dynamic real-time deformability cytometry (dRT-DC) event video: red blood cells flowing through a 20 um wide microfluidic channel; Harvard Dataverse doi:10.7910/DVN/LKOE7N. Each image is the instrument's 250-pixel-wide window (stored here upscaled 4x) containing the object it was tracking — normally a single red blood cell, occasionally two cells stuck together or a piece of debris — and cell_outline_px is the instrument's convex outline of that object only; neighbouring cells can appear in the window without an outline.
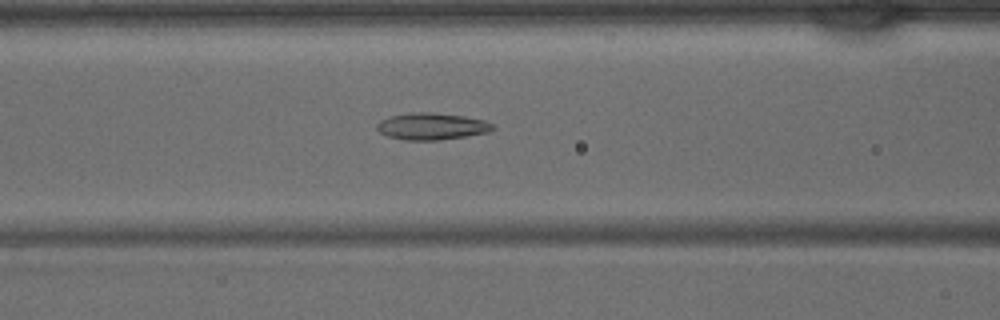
{"species": "common noctule bat (a hibernating species)", "species_latin": "Nyctalus noctula", "temperature_condition": "warm", "stored_images_in_passage": 42, "camera_frame_rate_fps": 3000, "um_per_image_px": 0.085, "animal": {"sex": "male", "body_mass_g": 15.6}, "frame": {"image": 1, "passage_image": 17, "time_ms": 5.333, "image_size_px": [1000, 320], "cell_outline_px": [[496, 128], [488, 132], [468, 136], [440, 140], [404, 140], [388, 136], [380, 132], [376, 128], [376, 124], [380, 120], [388, 116], [412, 112], [432, 112], [464, 116], [484, 120], [492, 124]], "centroid_in_image_um": [36.68, 10.73], "position_along_channel_um": 129.9, "area_um2": 18.26}}
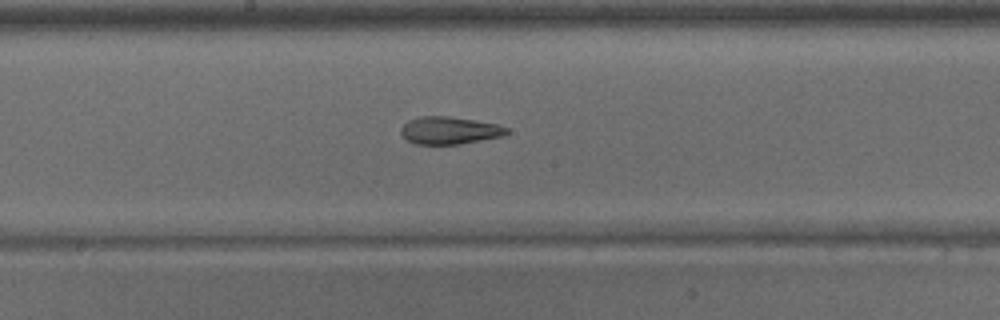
{"frame": {"image": 2, "passage_image": 22, "time_ms": 7.0, "image_size_px": [1000, 320], "cell_outline_px": [[508, 132], [500, 136], [460, 144], [416, 144], [408, 140], [400, 132], [400, 128], [408, 120], [420, 116], [448, 116], [496, 124], [508, 128]], "centroid_in_image_um": [38.15, 11.08], "position_along_channel_um": 210.0, "area_um2": 16.65}}
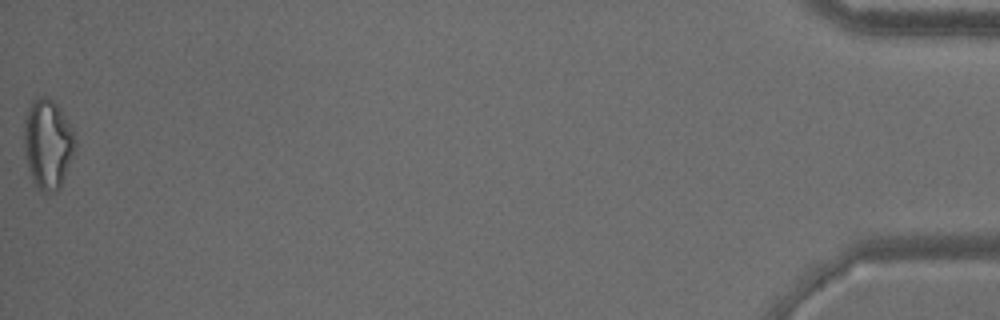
{"frame": {"image": 3, "passage_image": 42, "time_ms": 13.667, "image_size_px": [1000, 320], "cell_outline_px": [[76, 144], [60, 188], [56, 192], [44, 192], [36, 188], [32, 180], [24, 156], [24, 120], [28, 108], [32, 100], [36, 96], [44, 96], [52, 100], [60, 108], [72, 128]], "centroid_in_image_um": [4.03, 12.23], "position_along_channel_um": 431.2, "area_um2": 26.82}}